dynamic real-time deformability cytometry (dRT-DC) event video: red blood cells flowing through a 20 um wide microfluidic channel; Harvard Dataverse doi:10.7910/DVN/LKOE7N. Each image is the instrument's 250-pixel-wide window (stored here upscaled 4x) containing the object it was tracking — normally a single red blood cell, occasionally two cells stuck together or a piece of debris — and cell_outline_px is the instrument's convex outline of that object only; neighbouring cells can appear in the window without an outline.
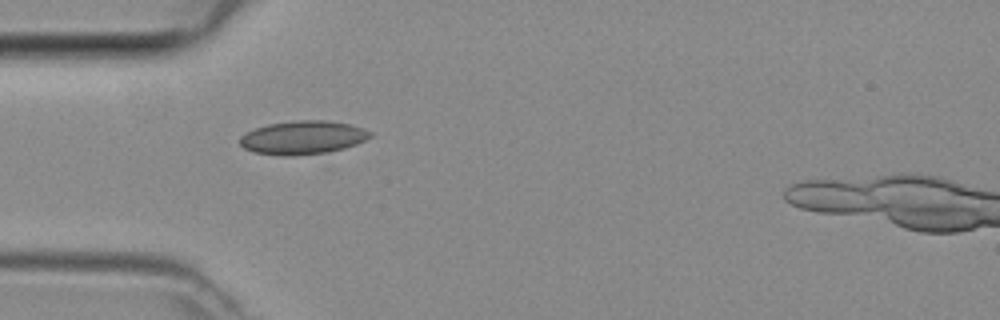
{"species": "common noctule bat (a hibernating species)", "species_latin": "Nyctalus noctula", "temperature_condition": "room temperature", "stored_images_in_passage": 5, "camera_frame_rate_fps": 3000, "um_per_image_px": 0.085, "animal": {"sex": "female", "body_mass_g": 29.2, "forearm_length_mm": 56.3}, "frame": {"image": 1, "passage_image": 4, "time_ms": 1.0, "image_size_px": [1000, 320], "cell_outline_px": [[372, 136], [356, 144], [344, 148], [328, 152], [292, 156], [284, 156], [252, 152], [244, 148], [240, 144], [240, 136], [256, 128], [268, 124], [296, 120], [324, 120], [352, 124], [364, 128], [372, 132]], "centroid_in_image_um": [25.75, 11.69], "position_along_channel_um": 59.2, "area_um2": 25.49}}